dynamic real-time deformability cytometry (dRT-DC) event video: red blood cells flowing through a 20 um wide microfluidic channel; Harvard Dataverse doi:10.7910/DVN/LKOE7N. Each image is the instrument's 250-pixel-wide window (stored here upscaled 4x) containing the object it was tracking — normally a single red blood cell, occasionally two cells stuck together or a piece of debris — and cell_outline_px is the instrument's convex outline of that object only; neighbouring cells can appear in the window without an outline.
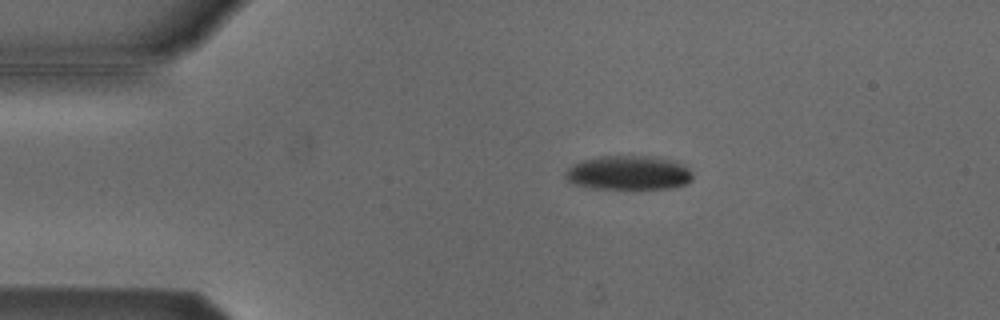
{"species": "Egyptian fruit bat (a non-hibernating species)", "species_latin": "Rousettus aegyptiacus", "temperature_condition": "cold", "stored_images_in_passage": 6, "camera_frame_rate_fps": 3000, "um_per_image_px": 0.085, "animal": {"sex": "male"}, "frame": {"image": 1, "passage_image": 3, "time_ms": 0.667, "image_size_px": [1000, 320], "cell_outline_px": [[692, 180], [688, 184], [676, 188], [596, 188], [572, 184], [564, 176], [564, 172], [572, 164], [580, 160], [600, 156], [656, 156], [676, 160], [684, 164], [692, 172]], "centroid_in_image_um": [53.46, 14.67], "position_along_channel_um": 31.5, "area_um2": 25.78}}
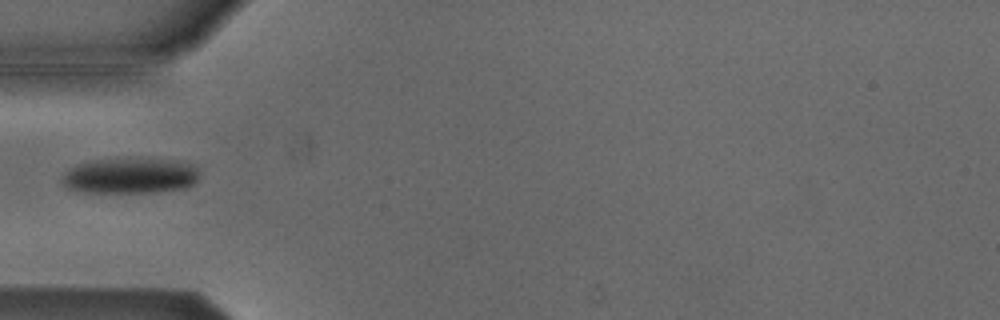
{"frame": {"image": 2, "passage_image": 5, "time_ms": 1.333, "image_size_px": [1000, 320], "cell_outline_px": [[196, 180], [188, 188], [160, 192], [84, 192], [68, 188], [64, 184], [64, 176], [76, 164], [96, 160], [128, 156], [176, 160], [188, 164], [196, 168]], "centroid_in_image_um": [11.09, 14.91], "position_along_channel_um": 73.9, "area_um2": 28.73}}
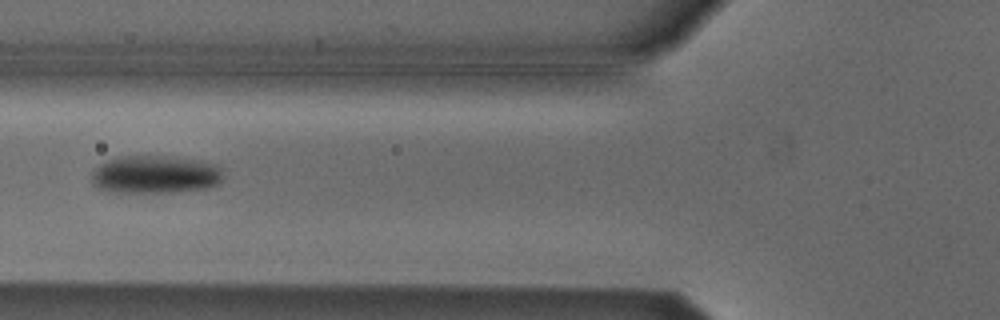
{"frame": {"image": 3, "passage_image": 6, "time_ms": 1.667, "image_size_px": [1000, 320], "cell_outline_px": [[220, 184], [208, 188], [172, 192], [112, 192], [100, 188], [92, 184], [92, 172], [100, 164], [116, 156], [168, 156], [200, 160], [216, 164], [220, 168]], "centroid_in_image_um": [13.18, 14.83], "position_along_channel_um": 112.6, "area_um2": 29.13}}